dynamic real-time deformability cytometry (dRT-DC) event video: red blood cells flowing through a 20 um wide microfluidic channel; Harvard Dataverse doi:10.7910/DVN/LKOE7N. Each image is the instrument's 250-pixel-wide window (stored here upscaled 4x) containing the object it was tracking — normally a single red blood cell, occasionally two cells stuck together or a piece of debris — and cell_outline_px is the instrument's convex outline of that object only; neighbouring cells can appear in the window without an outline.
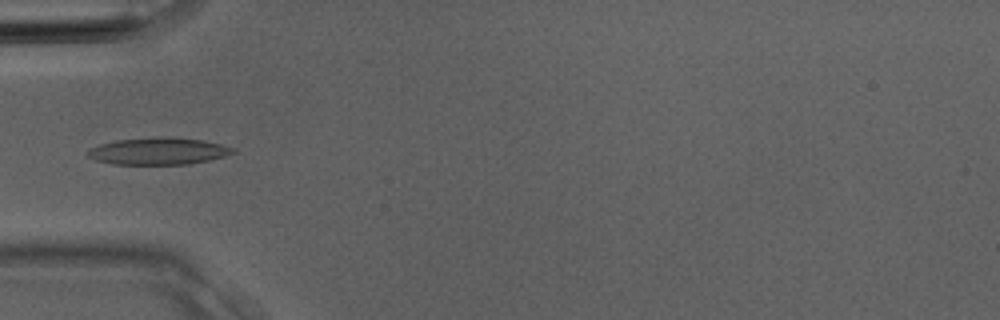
{"species": "Egyptian fruit bat (a non-hibernating species)", "species_latin": "Rousettus aegyptiacus", "temperature_condition": "room temperature", "stored_images_in_passage": 4, "camera_frame_rate_fps": 3000, "um_per_image_px": 0.085, "animal": {"sex": "male"}, "frame": {"image": 1, "passage_image": 4, "time_ms": 1.0, "image_size_px": [1000, 320], "cell_outline_px": [[236, 152], [224, 156], [208, 160], [188, 164], [112, 164], [96, 160], [88, 156], [84, 152], [100, 144], [116, 140], [164, 136], [204, 140], [236, 148]], "centroid_in_image_um": [13.47, 12.84], "position_along_channel_um": 71.5, "area_um2": 22.83}}